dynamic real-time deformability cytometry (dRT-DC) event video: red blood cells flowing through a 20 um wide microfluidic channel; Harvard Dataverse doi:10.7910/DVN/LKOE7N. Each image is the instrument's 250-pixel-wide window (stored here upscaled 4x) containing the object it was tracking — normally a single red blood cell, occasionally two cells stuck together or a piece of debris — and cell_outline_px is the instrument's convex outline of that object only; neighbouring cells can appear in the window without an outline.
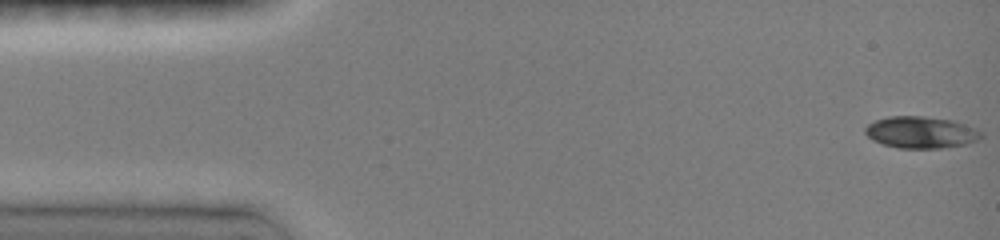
{"species": "common noctule bat (a hibernating species)", "species_latin": "Nyctalus noctula", "temperature_condition": "room temperature", "stored_images_in_passage": 17, "camera_frame_rate_fps": 3000, "um_per_image_px": 0.085, "animal": {"sex": "female", "body_mass_g": 19.0, "forearm_length_mm": 51.5}, "frame": {"image": 1, "passage_image": 1, "time_ms": 0.0, "image_size_px": [1000, 240], "cell_outline_px": [[984, 136], [976, 140], [964, 144], [940, 148], [896, 148], [872, 140], [864, 132], [864, 128], [868, 124], [876, 120], [888, 116], [924, 116], [956, 120], [976, 128], [984, 132]], "centroid_in_image_um": [78.3, 11.23], "position_along_channel_um": 6.7, "area_um2": 21.68}}
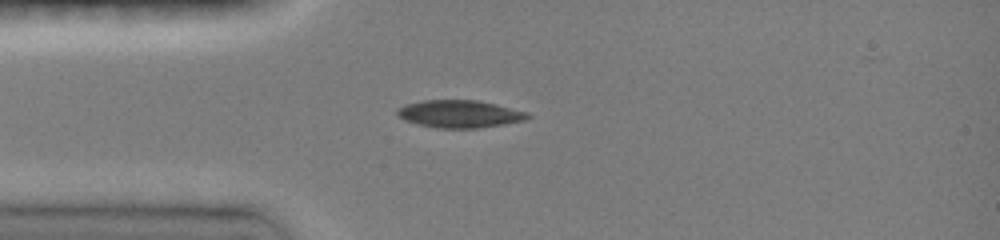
{"frame": {"image": 2, "passage_image": 7, "time_ms": 3.667, "image_size_px": [1000, 240], "cell_outline_px": [[532, 116], [524, 120], [504, 124], [480, 128], [436, 128], [416, 124], [404, 120], [396, 116], [396, 108], [404, 104], [420, 100], [476, 100], [496, 104], [528, 112]], "centroid_in_image_um": [39.01, 9.68], "position_along_channel_um": 46.0, "area_um2": 21.21}}
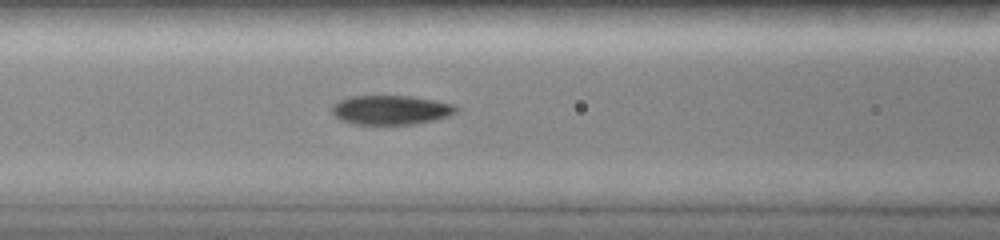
{"frame": {"image": 3, "passage_image": 12, "time_ms": 6.0, "image_size_px": [1000, 240], "cell_outline_px": [[460, 108], [456, 112], [448, 116], [416, 124], [352, 124], [340, 120], [332, 112], [332, 104], [340, 100], [352, 96], [412, 96], [436, 100], [452, 104]], "centroid_in_image_um": [33.22, 9.34], "position_along_channel_um": 133.4, "area_um2": 21.21}}